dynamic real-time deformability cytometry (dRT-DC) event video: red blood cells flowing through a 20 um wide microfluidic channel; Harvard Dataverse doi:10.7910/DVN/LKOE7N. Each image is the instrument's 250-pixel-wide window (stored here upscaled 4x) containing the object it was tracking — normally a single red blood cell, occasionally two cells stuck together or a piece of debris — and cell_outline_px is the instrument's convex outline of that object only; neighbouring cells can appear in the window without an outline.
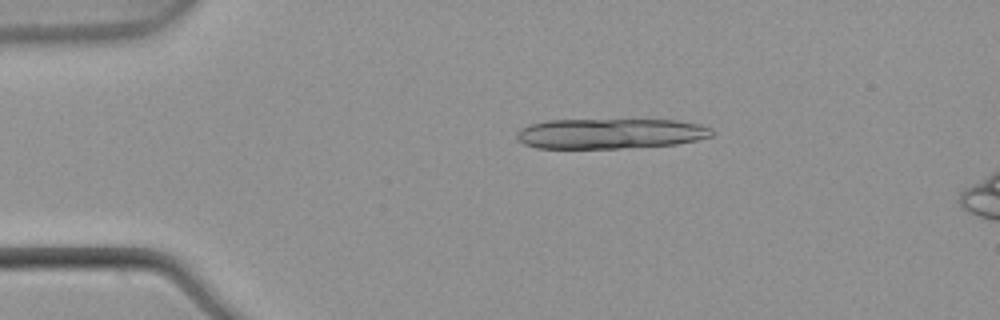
{"species": "common noctule bat (a hibernating species)", "species_latin": "Nyctalus noctula", "temperature_condition": "warm", "stored_images_in_passage": 22, "camera_frame_rate_fps": 3000, "um_per_image_px": 0.085, "animal": {"sex": "male", "body_mass_g": 21.5, "forearm_length_mm": 52.0}, "frame": {"image": 1, "passage_image": 10, "time_ms": 3.0, "image_size_px": [1000, 320], "cell_outline_px": [[712, 136], [696, 140], [676, 144], [620, 148], [536, 148], [524, 144], [516, 136], [516, 132], [520, 128], [528, 124], [544, 120], [676, 120], [700, 124], [712, 128]], "centroid_in_image_um": [51.84, 11.35], "position_along_channel_um": 33.2, "area_um2": 34.45}}